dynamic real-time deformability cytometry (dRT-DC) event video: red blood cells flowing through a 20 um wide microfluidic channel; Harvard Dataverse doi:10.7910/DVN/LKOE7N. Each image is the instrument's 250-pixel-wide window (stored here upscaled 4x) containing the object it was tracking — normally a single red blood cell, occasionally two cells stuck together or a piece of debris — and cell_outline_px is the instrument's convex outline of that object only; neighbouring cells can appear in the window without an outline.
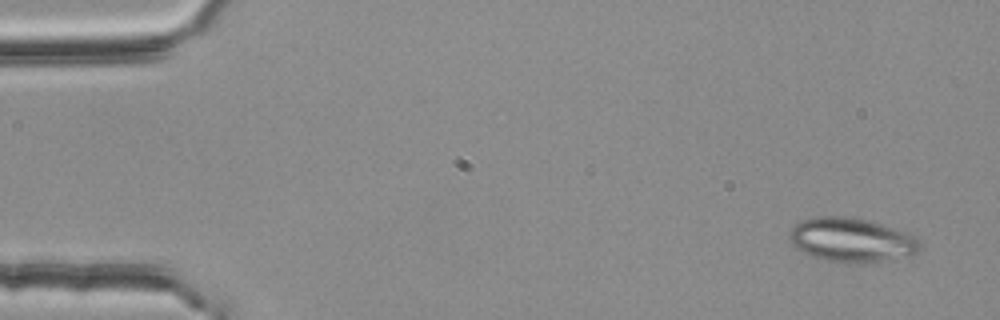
{"species": "common noctule bat (a hibernating species)", "species_latin": "Nyctalus noctula", "temperature_condition": "room temperature", "stored_images_in_passage": 4, "camera_frame_rate_fps": 3000, "um_per_image_px": 0.085, "animal": {"sex": "female", "body_mass_g": 25.1}, "frame": {"image": 1, "passage_image": 1, "time_ms": 0.0, "image_size_px": [1000, 320], "cell_outline_px": [[920, 252], [916, 256], [880, 260], [828, 260], [812, 256], [796, 248], [792, 244], [788, 236], [788, 232], [800, 220], [816, 216], [844, 216], [864, 220], [880, 224], [904, 232], [912, 236], [920, 244]], "centroid_in_image_um": [72.34, 20.36], "position_along_channel_um": 12.7, "area_um2": 32.54}}